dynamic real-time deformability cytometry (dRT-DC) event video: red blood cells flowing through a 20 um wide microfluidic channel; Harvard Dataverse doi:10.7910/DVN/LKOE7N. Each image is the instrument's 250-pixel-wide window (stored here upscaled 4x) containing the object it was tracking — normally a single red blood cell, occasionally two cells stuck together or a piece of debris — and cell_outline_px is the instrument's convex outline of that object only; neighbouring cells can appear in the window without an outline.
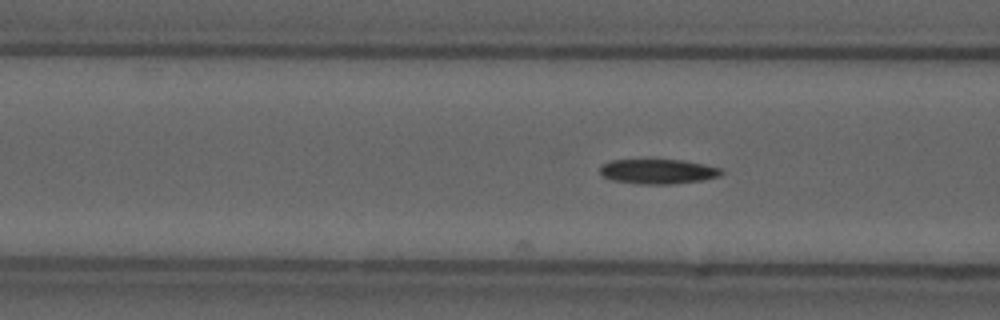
{"species": "common noctule bat (a hibernating species)", "species_latin": "Nyctalus noctula", "temperature_condition": "cold", "stored_images_in_passage": 5, "camera_frame_rate_fps": 3000, "um_per_image_px": 0.085, "animal": {"sex": "male", "forearm_length_mm": 52.5}, "frame": {"image": 1, "passage_image": 5, "time_ms": 1.333, "image_size_px": [1000, 320], "cell_outline_px": [[724, 172], [720, 176], [704, 180], [672, 184], [640, 184], [616, 180], [600, 176], [600, 164], [612, 160], [684, 160], [724, 168]], "centroid_in_image_um": [55.97, 14.57], "position_along_channel_um": 110.6, "area_um2": 17.69}}